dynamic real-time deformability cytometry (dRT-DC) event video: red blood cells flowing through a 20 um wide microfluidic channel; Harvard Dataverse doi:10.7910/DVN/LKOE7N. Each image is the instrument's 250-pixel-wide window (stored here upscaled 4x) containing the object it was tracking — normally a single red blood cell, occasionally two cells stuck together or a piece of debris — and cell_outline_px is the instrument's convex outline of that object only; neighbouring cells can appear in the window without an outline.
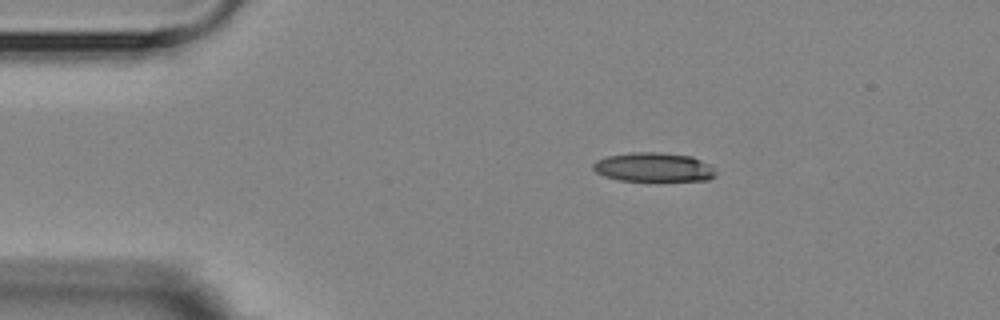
{"species": "Egyptian fruit bat (a non-hibernating species)", "species_latin": "Rousettus aegyptiacus", "temperature_condition": "room temperature", "stored_images_in_passage": 4, "camera_frame_rate_fps": 3000, "um_per_image_px": 0.085, "animal": {"sex": "female"}, "frame": {"image": 1, "passage_image": 1, "time_ms": 0.0, "image_size_px": [1000, 320], "cell_outline_px": [[716, 176], [708, 180], [620, 180], [604, 176], [596, 172], [592, 168], [592, 164], [596, 160], [608, 156], [632, 152], [660, 152], [692, 156], [708, 164], [716, 172]], "centroid_in_image_um": [55.54, 14.2], "position_along_channel_um": 29.5, "area_um2": 20.63}}
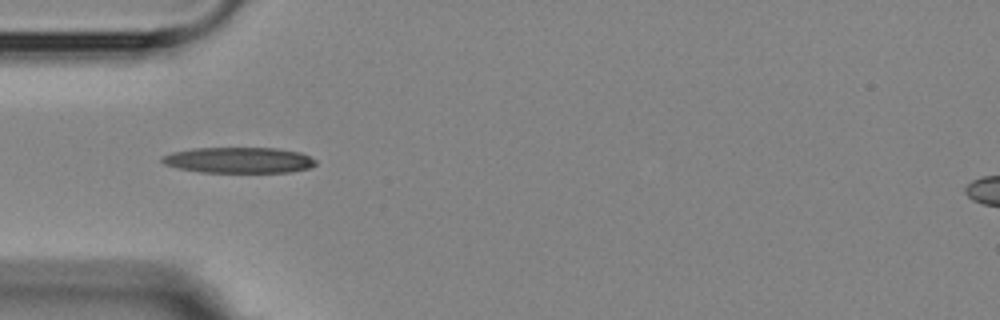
{"frame": {"image": 2, "passage_image": 3, "time_ms": 2.333, "image_size_px": [1000, 320], "cell_outline_px": [[316, 164], [308, 168], [292, 172], [200, 172], [176, 168], [164, 164], [160, 160], [160, 156], [172, 152], [192, 148], [276, 148], [300, 152], [316, 160]], "centroid_in_image_um": [20.25, 13.61], "position_along_channel_um": 64.7, "area_um2": 23.24}}
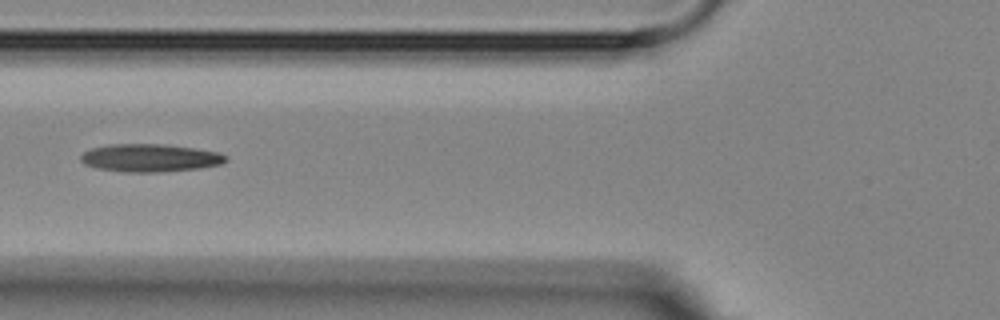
{"frame": {"image": 3, "passage_image": 4, "time_ms": 3.667, "image_size_px": [1000, 320], "cell_outline_px": [[228, 160], [220, 164], [200, 168], [156, 172], [124, 172], [96, 168], [84, 164], [80, 160], [80, 156], [84, 152], [92, 148], [108, 144], [164, 144], [192, 148], [216, 152], [228, 156]], "centroid_in_image_um": [12.72, 13.42], "position_along_channel_um": 113.1, "area_um2": 23.47}}